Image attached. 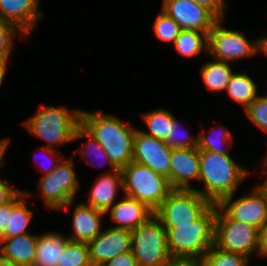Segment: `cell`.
Instances as JSON below:
<instances>
[{"label": "cell", "mask_w": 267, "mask_h": 266, "mask_svg": "<svg viewBox=\"0 0 267 266\" xmlns=\"http://www.w3.org/2000/svg\"><path fill=\"white\" fill-rule=\"evenodd\" d=\"M212 205L195 190H172L154 215L164 228H176V225H192Z\"/></svg>", "instance_id": "obj_10"}, {"label": "cell", "mask_w": 267, "mask_h": 266, "mask_svg": "<svg viewBox=\"0 0 267 266\" xmlns=\"http://www.w3.org/2000/svg\"><path fill=\"white\" fill-rule=\"evenodd\" d=\"M174 114L165 106L142 112L140 116L142 117L141 120L144 121L143 123L146 126L144 128L146 129L144 130V128L140 127L139 129L146 135L164 140L169 135L170 123L176 116Z\"/></svg>", "instance_id": "obj_28"}, {"label": "cell", "mask_w": 267, "mask_h": 266, "mask_svg": "<svg viewBox=\"0 0 267 266\" xmlns=\"http://www.w3.org/2000/svg\"><path fill=\"white\" fill-rule=\"evenodd\" d=\"M122 196L105 213L112 223L109 227L132 231L154 215L146 204L127 195Z\"/></svg>", "instance_id": "obj_19"}, {"label": "cell", "mask_w": 267, "mask_h": 266, "mask_svg": "<svg viewBox=\"0 0 267 266\" xmlns=\"http://www.w3.org/2000/svg\"><path fill=\"white\" fill-rule=\"evenodd\" d=\"M123 194L146 204L155 211L172 191L165 176L134 161L121 169Z\"/></svg>", "instance_id": "obj_6"}, {"label": "cell", "mask_w": 267, "mask_h": 266, "mask_svg": "<svg viewBox=\"0 0 267 266\" xmlns=\"http://www.w3.org/2000/svg\"><path fill=\"white\" fill-rule=\"evenodd\" d=\"M202 260L205 266H264L263 264L251 265V260L246 256L222 250L214 244Z\"/></svg>", "instance_id": "obj_29"}, {"label": "cell", "mask_w": 267, "mask_h": 266, "mask_svg": "<svg viewBox=\"0 0 267 266\" xmlns=\"http://www.w3.org/2000/svg\"><path fill=\"white\" fill-rule=\"evenodd\" d=\"M12 213V201L6 205L0 206V239L3 237L8 225L9 216Z\"/></svg>", "instance_id": "obj_39"}, {"label": "cell", "mask_w": 267, "mask_h": 266, "mask_svg": "<svg viewBox=\"0 0 267 266\" xmlns=\"http://www.w3.org/2000/svg\"><path fill=\"white\" fill-rule=\"evenodd\" d=\"M236 71L226 86L224 94L244 110L252 101L260 95L259 87L248 70Z\"/></svg>", "instance_id": "obj_26"}, {"label": "cell", "mask_w": 267, "mask_h": 266, "mask_svg": "<svg viewBox=\"0 0 267 266\" xmlns=\"http://www.w3.org/2000/svg\"><path fill=\"white\" fill-rule=\"evenodd\" d=\"M179 25L161 9L152 22L154 36L162 43L172 45L180 32Z\"/></svg>", "instance_id": "obj_32"}, {"label": "cell", "mask_w": 267, "mask_h": 266, "mask_svg": "<svg viewBox=\"0 0 267 266\" xmlns=\"http://www.w3.org/2000/svg\"><path fill=\"white\" fill-rule=\"evenodd\" d=\"M167 266H205L202 259L198 258H172Z\"/></svg>", "instance_id": "obj_41"}, {"label": "cell", "mask_w": 267, "mask_h": 266, "mask_svg": "<svg viewBox=\"0 0 267 266\" xmlns=\"http://www.w3.org/2000/svg\"><path fill=\"white\" fill-rule=\"evenodd\" d=\"M75 159L72 155L65 156L52 172L38 178L36 194L40 196L34 198H41L47 210L57 212L78 196L81 178L74 168Z\"/></svg>", "instance_id": "obj_5"}, {"label": "cell", "mask_w": 267, "mask_h": 266, "mask_svg": "<svg viewBox=\"0 0 267 266\" xmlns=\"http://www.w3.org/2000/svg\"><path fill=\"white\" fill-rule=\"evenodd\" d=\"M10 62L0 58V88L3 86L5 76L7 75Z\"/></svg>", "instance_id": "obj_44"}, {"label": "cell", "mask_w": 267, "mask_h": 266, "mask_svg": "<svg viewBox=\"0 0 267 266\" xmlns=\"http://www.w3.org/2000/svg\"><path fill=\"white\" fill-rule=\"evenodd\" d=\"M201 125L198 130V139H197V148L199 150H208L217 154L223 155H231L230 150L233 149V146L236 142H234V135L230 129H228L227 125L223 123L217 122L216 125H211L210 128L205 131L202 127V122L199 123Z\"/></svg>", "instance_id": "obj_24"}, {"label": "cell", "mask_w": 267, "mask_h": 266, "mask_svg": "<svg viewBox=\"0 0 267 266\" xmlns=\"http://www.w3.org/2000/svg\"><path fill=\"white\" fill-rule=\"evenodd\" d=\"M225 20L219 19L208 33V58L233 64L256 57L257 37L249 39L243 31L225 27Z\"/></svg>", "instance_id": "obj_9"}, {"label": "cell", "mask_w": 267, "mask_h": 266, "mask_svg": "<svg viewBox=\"0 0 267 266\" xmlns=\"http://www.w3.org/2000/svg\"><path fill=\"white\" fill-rule=\"evenodd\" d=\"M267 139H265V141H266ZM267 142V141H266ZM266 147H267V145H266ZM263 155H264V157H263ZM262 155V157H261V162L262 163H260V167H258V169L260 168V169H265V170H267V152H266V154H263Z\"/></svg>", "instance_id": "obj_47"}, {"label": "cell", "mask_w": 267, "mask_h": 266, "mask_svg": "<svg viewBox=\"0 0 267 266\" xmlns=\"http://www.w3.org/2000/svg\"><path fill=\"white\" fill-rule=\"evenodd\" d=\"M38 233L0 239V255L19 266H33L36 256Z\"/></svg>", "instance_id": "obj_21"}, {"label": "cell", "mask_w": 267, "mask_h": 266, "mask_svg": "<svg viewBox=\"0 0 267 266\" xmlns=\"http://www.w3.org/2000/svg\"><path fill=\"white\" fill-rule=\"evenodd\" d=\"M9 181L0 176V206L10 203L23 191Z\"/></svg>", "instance_id": "obj_36"}, {"label": "cell", "mask_w": 267, "mask_h": 266, "mask_svg": "<svg viewBox=\"0 0 267 266\" xmlns=\"http://www.w3.org/2000/svg\"><path fill=\"white\" fill-rule=\"evenodd\" d=\"M266 81H267V80H266ZM266 83H267V82H266ZM266 89H267V88H266ZM266 91H267V90H266ZM260 96H261V97H263L264 99H266V100H267V92H266V94H265V95H264V94H263V95H262V94H260Z\"/></svg>", "instance_id": "obj_48"}, {"label": "cell", "mask_w": 267, "mask_h": 266, "mask_svg": "<svg viewBox=\"0 0 267 266\" xmlns=\"http://www.w3.org/2000/svg\"><path fill=\"white\" fill-rule=\"evenodd\" d=\"M257 46H258V51H257V56L263 55L262 57L267 58V35H259L257 37Z\"/></svg>", "instance_id": "obj_43"}, {"label": "cell", "mask_w": 267, "mask_h": 266, "mask_svg": "<svg viewBox=\"0 0 267 266\" xmlns=\"http://www.w3.org/2000/svg\"><path fill=\"white\" fill-rule=\"evenodd\" d=\"M87 245L91 264L102 266L117 255L132 250L131 231L106 226Z\"/></svg>", "instance_id": "obj_15"}, {"label": "cell", "mask_w": 267, "mask_h": 266, "mask_svg": "<svg viewBox=\"0 0 267 266\" xmlns=\"http://www.w3.org/2000/svg\"><path fill=\"white\" fill-rule=\"evenodd\" d=\"M214 245L222 250L244 255L253 263V255L259 258V229L250 224L232 220L217 205Z\"/></svg>", "instance_id": "obj_7"}, {"label": "cell", "mask_w": 267, "mask_h": 266, "mask_svg": "<svg viewBox=\"0 0 267 266\" xmlns=\"http://www.w3.org/2000/svg\"><path fill=\"white\" fill-rule=\"evenodd\" d=\"M91 264L86 242L68 241L60 258V266H88Z\"/></svg>", "instance_id": "obj_33"}, {"label": "cell", "mask_w": 267, "mask_h": 266, "mask_svg": "<svg viewBox=\"0 0 267 266\" xmlns=\"http://www.w3.org/2000/svg\"><path fill=\"white\" fill-rule=\"evenodd\" d=\"M199 5L206 7L210 10L218 19H226V12L228 11L227 0H192Z\"/></svg>", "instance_id": "obj_37"}, {"label": "cell", "mask_w": 267, "mask_h": 266, "mask_svg": "<svg viewBox=\"0 0 267 266\" xmlns=\"http://www.w3.org/2000/svg\"><path fill=\"white\" fill-rule=\"evenodd\" d=\"M232 155L217 154L208 150H199L200 176L195 187L201 196L212 204H218L223 198L237 193L239 187L249 176L256 173L245 164L236 161Z\"/></svg>", "instance_id": "obj_2"}, {"label": "cell", "mask_w": 267, "mask_h": 266, "mask_svg": "<svg viewBox=\"0 0 267 266\" xmlns=\"http://www.w3.org/2000/svg\"><path fill=\"white\" fill-rule=\"evenodd\" d=\"M41 1L0 0V18L17 26L31 39V35L46 16L40 9Z\"/></svg>", "instance_id": "obj_16"}, {"label": "cell", "mask_w": 267, "mask_h": 266, "mask_svg": "<svg viewBox=\"0 0 267 266\" xmlns=\"http://www.w3.org/2000/svg\"><path fill=\"white\" fill-rule=\"evenodd\" d=\"M171 150L163 140L149 136L137 127L134 135L133 160L165 176L170 185Z\"/></svg>", "instance_id": "obj_13"}, {"label": "cell", "mask_w": 267, "mask_h": 266, "mask_svg": "<svg viewBox=\"0 0 267 266\" xmlns=\"http://www.w3.org/2000/svg\"><path fill=\"white\" fill-rule=\"evenodd\" d=\"M260 177L263 176L261 181H257V185L265 192L267 196V170L265 169H260L259 172Z\"/></svg>", "instance_id": "obj_45"}, {"label": "cell", "mask_w": 267, "mask_h": 266, "mask_svg": "<svg viewBox=\"0 0 267 266\" xmlns=\"http://www.w3.org/2000/svg\"><path fill=\"white\" fill-rule=\"evenodd\" d=\"M40 105L35 113L22 120L21 126L31 136L43 140L45 144L42 143V146L60 150L59 147L71 144L74 132L80 125L81 108H68L66 105Z\"/></svg>", "instance_id": "obj_3"}, {"label": "cell", "mask_w": 267, "mask_h": 266, "mask_svg": "<svg viewBox=\"0 0 267 266\" xmlns=\"http://www.w3.org/2000/svg\"><path fill=\"white\" fill-rule=\"evenodd\" d=\"M245 117L267 137V100L258 96L244 110ZM267 139V138H266Z\"/></svg>", "instance_id": "obj_34"}, {"label": "cell", "mask_w": 267, "mask_h": 266, "mask_svg": "<svg viewBox=\"0 0 267 266\" xmlns=\"http://www.w3.org/2000/svg\"><path fill=\"white\" fill-rule=\"evenodd\" d=\"M234 193L223 198L217 205L232 219L260 228L267 222V196L256 184L250 192ZM238 196V197H237ZM236 197V198H235Z\"/></svg>", "instance_id": "obj_11"}, {"label": "cell", "mask_w": 267, "mask_h": 266, "mask_svg": "<svg viewBox=\"0 0 267 266\" xmlns=\"http://www.w3.org/2000/svg\"><path fill=\"white\" fill-rule=\"evenodd\" d=\"M68 241L60 230L40 232L33 266H60V258Z\"/></svg>", "instance_id": "obj_22"}, {"label": "cell", "mask_w": 267, "mask_h": 266, "mask_svg": "<svg viewBox=\"0 0 267 266\" xmlns=\"http://www.w3.org/2000/svg\"><path fill=\"white\" fill-rule=\"evenodd\" d=\"M80 125L104 148L110 161L122 169L133 160L136 125L125 121L103 109L94 111L81 109Z\"/></svg>", "instance_id": "obj_1"}, {"label": "cell", "mask_w": 267, "mask_h": 266, "mask_svg": "<svg viewBox=\"0 0 267 266\" xmlns=\"http://www.w3.org/2000/svg\"><path fill=\"white\" fill-rule=\"evenodd\" d=\"M171 46L185 59H194L203 53L208 56V34L197 30L181 29Z\"/></svg>", "instance_id": "obj_27"}, {"label": "cell", "mask_w": 267, "mask_h": 266, "mask_svg": "<svg viewBox=\"0 0 267 266\" xmlns=\"http://www.w3.org/2000/svg\"><path fill=\"white\" fill-rule=\"evenodd\" d=\"M94 181L91 188L87 190V195L85 194L86 200H82V202L106 213L118 201L119 194L124 193L122 171L117 169L109 173H102Z\"/></svg>", "instance_id": "obj_18"}, {"label": "cell", "mask_w": 267, "mask_h": 266, "mask_svg": "<svg viewBox=\"0 0 267 266\" xmlns=\"http://www.w3.org/2000/svg\"><path fill=\"white\" fill-rule=\"evenodd\" d=\"M228 62L210 59L204 61L199 68L202 84L208 93H224L227 84L236 70Z\"/></svg>", "instance_id": "obj_25"}, {"label": "cell", "mask_w": 267, "mask_h": 266, "mask_svg": "<svg viewBox=\"0 0 267 266\" xmlns=\"http://www.w3.org/2000/svg\"><path fill=\"white\" fill-rule=\"evenodd\" d=\"M0 266H19V265H16L14 262L0 255Z\"/></svg>", "instance_id": "obj_46"}, {"label": "cell", "mask_w": 267, "mask_h": 266, "mask_svg": "<svg viewBox=\"0 0 267 266\" xmlns=\"http://www.w3.org/2000/svg\"><path fill=\"white\" fill-rule=\"evenodd\" d=\"M259 259L267 261V222L259 228Z\"/></svg>", "instance_id": "obj_40"}, {"label": "cell", "mask_w": 267, "mask_h": 266, "mask_svg": "<svg viewBox=\"0 0 267 266\" xmlns=\"http://www.w3.org/2000/svg\"><path fill=\"white\" fill-rule=\"evenodd\" d=\"M131 237L138 266H167L172 259L166 229L155 215L132 230Z\"/></svg>", "instance_id": "obj_8"}, {"label": "cell", "mask_w": 267, "mask_h": 266, "mask_svg": "<svg viewBox=\"0 0 267 266\" xmlns=\"http://www.w3.org/2000/svg\"><path fill=\"white\" fill-rule=\"evenodd\" d=\"M84 139L86 140L84 141ZM79 141L82 143L81 145H78V147L76 146V148L70 152L72 156L75 158L77 156L80 161H84L87 165H90L94 168H103L105 165H108L109 169H106V171L101 173H109L117 170L114 164L110 161L101 144L81 125L76 128L73 137V143Z\"/></svg>", "instance_id": "obj_20"}, {"label": "cell", "mask_w": 267, "mask_h": 266, "mask_svg": "<svg viewBox=\"0 0 267 266\" xmlns=\"http://www.w3.org/2000/svg\"><path fill=\"white\" fill-rule=\"evenodd\" d=\"M35 150L40 152L39 153L40 156L43 154L42 158L44 162L43 163L41 162V157H38L40 158V160H37L39 162H35V167L37 166V170H38L37 172H40V174L42 173L41 174L42 176L48 175L50 172H52L56 168V166L59 164V162L66 156V155H63L64 153H62V150H56V149L45 147L42 145L41 147L38 146V148H36ZM33 155L36 157L39 156L37 155V153H35V151ZM36 157H33V159H35Z\"/></svg>", "instance_id": "obj_35"}, {"label": "cell", "mask_w": 267, "mask_h": 266, "mask_svg": "<svg viewBox=\"0 0 267 266\" xmlns=\"http://www.w3.org/2000/svg\"><path fill=\"white\" fill-rule=\"evenodd\" d=\"M18 38V39H16ZM16 40L29 41V37L14 24L0 18V58L11 63Z\"/></svg>", "instance_id": "obj_30"}, {"label": "cell", "mask_w": 267, "mask_h": 266, "mask_svg": "<svg viewBox=\"0 0 267 266\" xmlns=\"http://www.w3.org/2000/svg\"><path fill=\"white\" fill-rule=\"evenodd\" d=\"M170 187L172 190H194L199 181V149L172 148L170 158Z\"/></svg>", "instance_id": "obj_17"}, {"label": "cell", "mask_w": 267, "mask_h": 266, "mask_svg": "<svg viewBox=\"0 0 267 266\" xmlns=\"http://www.w3.org/2000/svg\"><path fill=\"white\" fill-rule=\"evenodd\" d=\"M217 204H213L192 225L165 228L172 258L202 259L214 244V223Z\"/></svg>", "instance_id": "obj_4"}, {"label": "cell", "mask_w": 267, "mask_h": 266, "mask_svg": "<svg viewBox=\"0 0 267 266\" xmlns=\"http://www.w3.org/2000/svg\"><path fill=\"white\" fill-rule=\"evenodd\" d=\"M11 138L5 137L0 138V168L5 166L7 164L6 152L8 151L10 145H11ZM1 170V169H0Z\"/></svg>", "instance_id": "obj_42"}, {"label": "cell", "mask_w": 267, "mask_h": 266, "mask_svg": "<svg viewBox=\"0 0 267 266\" xmlns=\"http://www.w3.org/2000/svg\"><path fill=\"white\" fill-rule=\"evenodd\" d=\"M33 195V191L30 192L25 189L12 201V213L9 216L8 225L2 238L31 233L29 226L35 215L33 209L29 208V205L32 204L29 203L28 198H33Z\"/></svg>", "instance_id": "obj_23"}, {"label": "cell", "mask_w": 267, "mask_h": 266, "mask_svg": "<svg viewBox=\"0 0 267 266\" xmlns=\"http://www.w3.org/2000/svg\"><path fill=\"white\" fill-rule=\"evenodd\" d=\"M102 266H138L137 260L131 251L122 253L104 263Z\"/></svg>", "instance_id": "obj_38"}, {"label": "cell", "mask_w": 267, "mask_h": 266, "mask_svg": "<svg viewBox=\"0 0 267 266\" xmlns=\"http://www.w3.org/2000/svg\"><path fill=\"white\" fill-rule=\"evenodd\" d=\"M70 201L66 206L57 211L66 212L73 207L71 217V232L65 235L70 241L88 242L93 240L104 228L105 212L94 209L82 201Z\"/></svg>", "instance_id": "obj_14"}, {"label": "cell", "mask_w": 267, "mask_h": 266, "mask_svg": "<svg viewBox=\"0 0 267 266\" xmlns=\"http://www.w3.org/2000/svg\"><path fill=\"white\" fill-rule=\"evenodd\" d=\"M175 116L170 123L169 135L163 140L170 148L194 149L197 148L198 135L191 134L189 128H185Z\"/></svg>", "instance_id": "obj_31"}, {"label": "cell", "mask_w": 267, "mask_h": 266, "mask_svg": "<svg viewBox=\"0 0 267 266\" xmlns=\"http://www.w3.org/2000/svg\"><path fill=\"white\" fill-rule=\"evenodd\" d=\"M160 9L185 30L208 34L219 20L206 7L192 0H162Z\"/></svg>", "instance_id": "obj_12"}]
</instances>
